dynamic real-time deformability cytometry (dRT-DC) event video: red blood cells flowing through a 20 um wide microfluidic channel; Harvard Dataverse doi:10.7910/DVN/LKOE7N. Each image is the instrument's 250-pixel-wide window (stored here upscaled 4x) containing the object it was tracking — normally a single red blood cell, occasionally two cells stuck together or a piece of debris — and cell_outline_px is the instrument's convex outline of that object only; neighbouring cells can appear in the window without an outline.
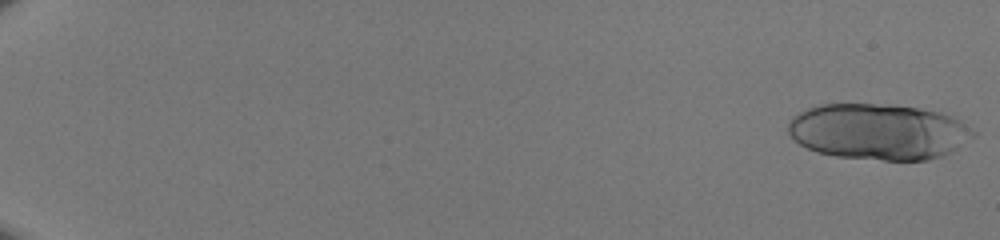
{"species": "human", "species_latin": "Homo sapiens", "temperature_condition": "room temperature", "stored_images_in_passage": 21, "camera_frame_rate_fps": 3000, "um_per_image_px": 0.085, "donor": {"sex": "male"}, "frame": {"image": 1, "passage_image": 1, "time_ms": 0.0, "image_size_px": [1000, 240], "cell_outline_px": [[976, 136], [952, 152], [928, 160], [884, 160], [836, 156], [816, 152], [800, 144], [788, 132], [788, 124], [792, 116], [808, 108], [820, 104], [888, 104], [920, 108], [940, 112], [952, 116], [960, 120], [976, 132]], "centroid_in_image_um": [74.7, 11.19], "position_along_channel_um": 10.3, "area_um2": 60.63}}
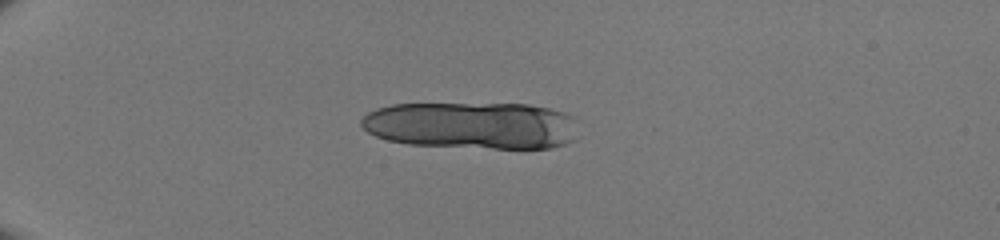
{"frame": {"image": 2, "passage_image": 15, "time_ms": 4.667, "image_size_px": [1000, 240], "cell_outline_px": [[576, 140], [552, 148], [492, 148], [408, 144], [388, 140], [376, 136], [368, 132], [360, 124], [360, 120], [368, 112], [376, 108], [392, 104], [528, 104], [552, 108], [564, 112], [572, 116]], "centroid_in_image_um": [40.1, 10.65], "position_along_channel_um": 44.9, "area_um2": 59.65}}